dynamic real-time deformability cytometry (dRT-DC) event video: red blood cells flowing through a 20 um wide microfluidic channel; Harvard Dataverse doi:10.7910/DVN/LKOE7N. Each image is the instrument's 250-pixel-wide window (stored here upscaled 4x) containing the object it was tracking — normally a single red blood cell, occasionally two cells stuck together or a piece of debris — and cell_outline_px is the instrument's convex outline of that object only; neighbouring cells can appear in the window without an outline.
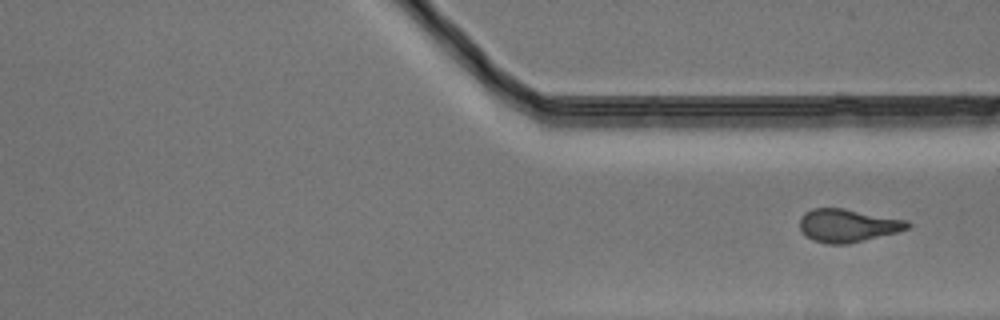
{"species": "Egyptian fruit bat (a non-hibernating species)", "species_latin": "Rousettus aegyptiacus", "temperature_condition": "warm", "stored_images_in_passage": 38, "segment_of_instrument_passage": [2, 2], "camera_frame_rate_fps": 3000, "um_per_image_px": 0.085, "animal": {"sex": "male"}, "frame": {"image": 1, "passage_image": 38, "time_ms": 12.333, "image_size_px": [1000, 320], "cell_outline_px": [[912, 224], [908, 228], [896, 232], [864, 240], [844, 244], [828, 244], [812, 240], [800, 228], [800, 216], [804, 212], [812, 208], [844, 208], [908, 220]], "centroid_in_image_um": [72.05, 19.15], "position_along_channel_um": 339.3, "area_um2": 20.69}}